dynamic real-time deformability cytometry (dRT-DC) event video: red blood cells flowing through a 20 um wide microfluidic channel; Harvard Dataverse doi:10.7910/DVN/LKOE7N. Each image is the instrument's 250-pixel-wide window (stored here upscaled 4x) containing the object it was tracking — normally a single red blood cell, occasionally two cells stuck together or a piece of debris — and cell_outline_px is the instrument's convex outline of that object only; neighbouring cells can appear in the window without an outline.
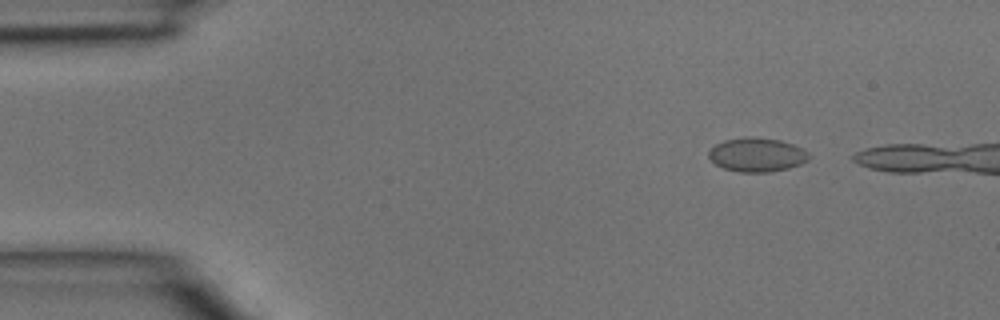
{"species": "common noctule bat (a hibernating species)", "species_latin": "Nyctalus noctula", "temperature_condition": "room temperature", "stored_images_in_passage": 3, "camera_frame_rate_fps": 3000, "um_per_image_px": 0.085, "animal": {"sex": "male", "body_mass_g": 15.6}, "frame": {"image": 1, "passage_image": 1, "time_ms": 0.0, "image_size_px": [1000, 320], "cell_outline_px": [[808, 160], [800, 164], [788, 168], [772, 172], [736, 172], [724, 168], [716, 164], [708, 156], [708, 152], [716, 144], [724, 140], [744, 136], [752, 136], [780, 140], [792, 144], [808, 152]], "centroid_in_image_um": [64.31, 13.15], "position_along_channel_um": 20.7, "area_um2": 19.83}}